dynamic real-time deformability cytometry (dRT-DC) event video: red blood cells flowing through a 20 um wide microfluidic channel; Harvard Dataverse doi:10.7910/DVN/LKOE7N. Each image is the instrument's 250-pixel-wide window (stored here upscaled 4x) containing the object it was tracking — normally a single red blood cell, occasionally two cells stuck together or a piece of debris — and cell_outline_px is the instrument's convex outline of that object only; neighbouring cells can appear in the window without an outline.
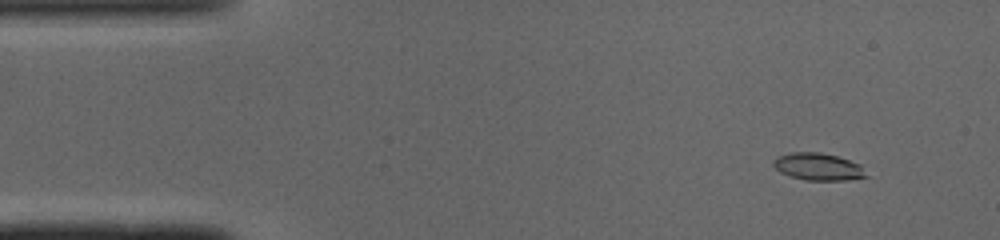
{"species": "common noctule bat (a hibernating species)", "species_latin": "Nyctalus noctula", "temperature_condition": "cold", "stored_images_in_passage": 43, "camera_frame_rate_fps": 3000, "um_per_image_px": 0.085, "animal": {"sex": "male", "body_mass_g": 19.0, "forearm_length_mm": 50.8}, "frame": {"image": 1, "passage_image": 5, "time_ms": 1.333, "image_size_px": [1000, 240], "cell_outline_px": [[868, 176], [844, 180], [804, 180], [780, 172], [772, 164], [772, 160], [776, 156], [788, 152], [820, 152], [836, 156], [860, 164]], "centroid_in_image_um": [69.49, 14.15], "position_along_channel_um": 15.5, "area_um2": 14.68}}
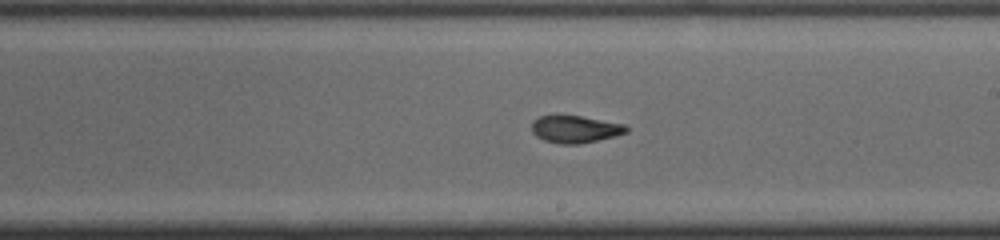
{"frame": {"image": 2, "passage_image": 28, "time_ms": 9.0, "image_size_px": [1000, 240], "cell_outline_px": [[628, 132], [616, 136], [580, 144], [560, 144], [544, 140], [536, 136], [532, 132], [532, 120], [540, 116], [580, 116], [628, 124]], "centroid_in_image_um": [48.93, 10.98], "position_along_channel_um": 240.1, "area_um2": 15.14}}
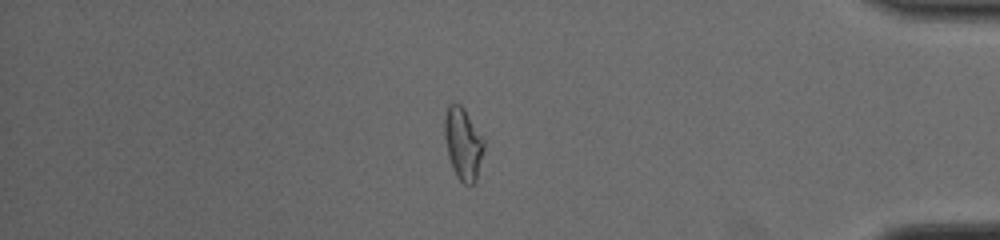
{"frame": {"image": 3, "passage_image": 42, "time_ms": 13.667, "image_size_px": [1000, 240], "cell_outline_px": [[484, 148], [476, 180], [472, 184], [464, 184], [456, 176], [452, 168], [448, 156], [444, 136], [444, 116], [448, 104], [452, 100], [460, 104], [464, 108], [484, 136]], "centroid_in_image_um": [39.35, 12.15], "position_along_channel_um": 395.8, "area_um2": 16.94}, "authors_computed_cell_mechanics": {"area_um2": 15.2014, "velocity_mm_per_s": 4.1105, "shape_relaxation_time_tau1_ms": null, "shape_relaxation_time_tau2_ms": 1.7772, "deformation_change_tau1": null, "deformation_change_tau2": 0.0807}}